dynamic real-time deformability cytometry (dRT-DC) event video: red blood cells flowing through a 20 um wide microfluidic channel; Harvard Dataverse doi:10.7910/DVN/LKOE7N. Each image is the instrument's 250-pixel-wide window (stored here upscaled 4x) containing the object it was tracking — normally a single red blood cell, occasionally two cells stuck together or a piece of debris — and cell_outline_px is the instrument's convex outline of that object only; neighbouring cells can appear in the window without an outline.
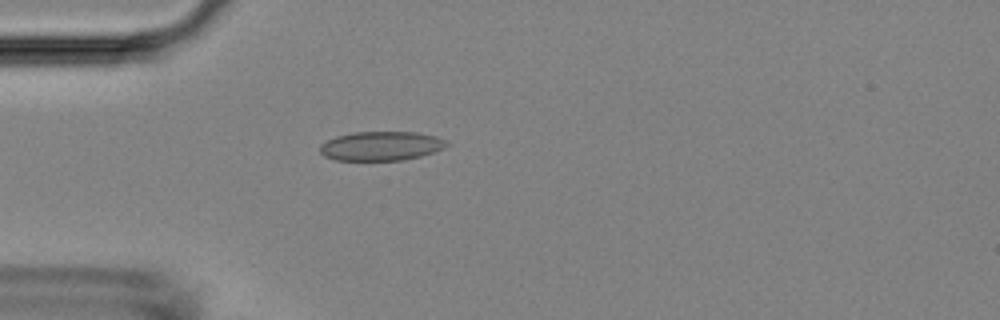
{"species": "Egyptian fruit bat (a non-hibernating species)", "species_latin": "Rousettus aegyptiacus", "temperature_condition": "room temperature", "stored_images_in_passage": 39, "camera_frame_rate_fps": 3000, "um_per_image_px": 0.085, "animal": {"sex": "female"}, "frame": {"image": 1, "passage_image": 1, "time_ms": 0.0, "image_size_px": [1000, 320], "cell_outline_px": [[448, 144], [444, 148], [420, 156], [404, 160], [336, 160], [324, 156], [320, 152], [320, 144], [336, 136], [352, 132], [416, 132], [436, 136], [448, 140]], "centroid_in_image_um": [32.4, 12.4], "position_along_channel_um": 52.6, "area_um2": 21.56}}
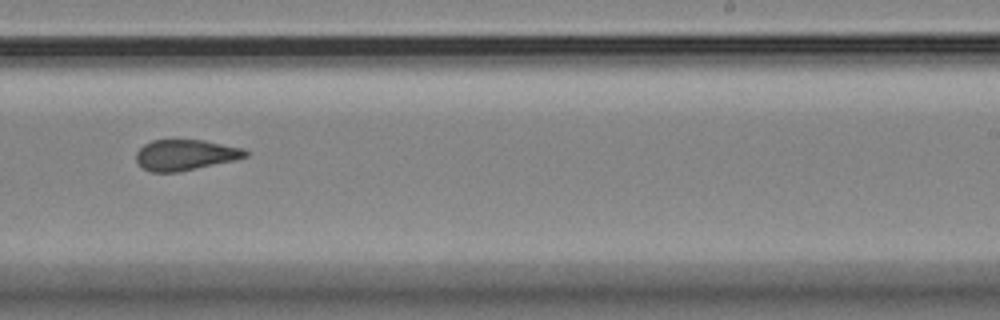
{"frame": {"image": 2, "passage_image": 19, "time_ms": 6.0, "image_size_px": [1000, 320], "cell_outline_px": [[248, 156], [236, 160], [180, 172], [152, 172], [144, 168], [136, 160], [136, 152], [144, 144], [152, 140], [204, 140], [244, 148], [248, 152]], "centroid_in_image_um": [15.78, 13.17], "position_along_channel_um": 273.2, "area_um2": 19.65}}
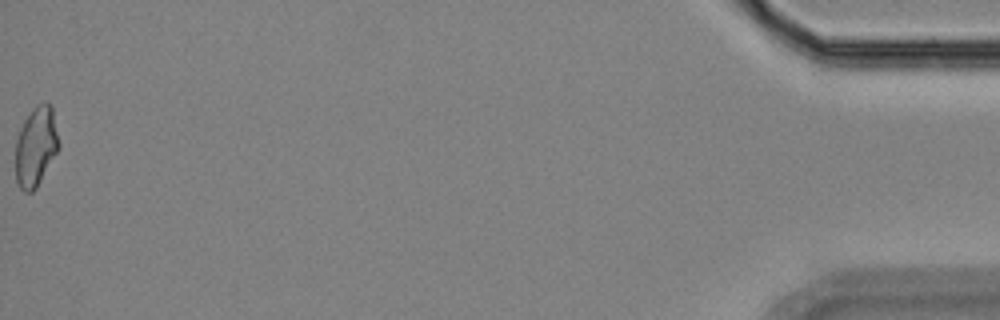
{"frame": {"image": 3, "passage_image": 39, "time_ms": 12.667, "image_size_px": [1000, 320], "cell_outline_px": [[60, 148], [36, 188], [32, 192], [24, 192], [20, 188], [16, 180], [16, 140], [20, 128], [24, 120], [32, 108], [36, 104], [44, 100], [52, 104], [60, 144]], "centroid_in_image_um": [3.08, 12.41], "position_along_channel_um": 432.1, "area_um2": 20.46}, "authors_computed_cell_mechanics": {"area_um2": 20.3456, "velocity_mm_per_s": 3.8109, "shape_relaxation_time_tau1_ms": 9.1779, "shape_relaxation_time_tau2_ms": 1.489, "deformation_change_tau1": 0.1382, "deformation_change_tau2": 0.0577}}